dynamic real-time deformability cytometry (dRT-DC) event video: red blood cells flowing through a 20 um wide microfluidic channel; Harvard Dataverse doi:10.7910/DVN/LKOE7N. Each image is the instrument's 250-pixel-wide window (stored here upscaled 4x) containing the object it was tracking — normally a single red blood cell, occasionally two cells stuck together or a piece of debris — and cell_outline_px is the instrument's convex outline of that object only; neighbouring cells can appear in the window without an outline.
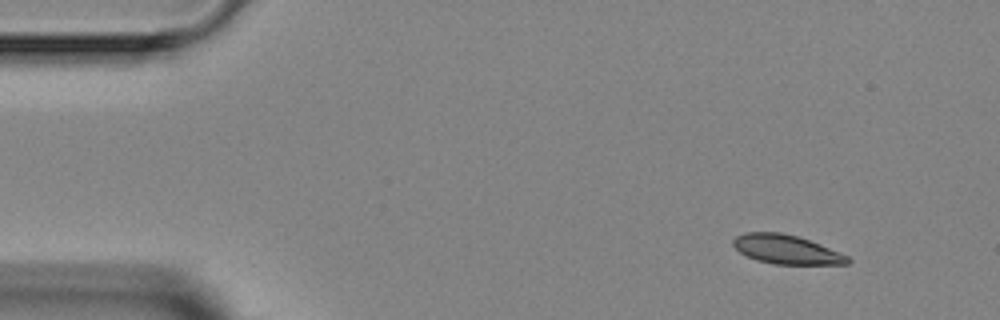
{"species": "Egyptian fruit bat (a non-hibernating species)", "species_latin": "Rousettus aegyptiacus", "temperature_condition": "room temperature", "stored_images_in_passage": 6, "camera_frame_rate_fps": 3000, "um_per_image_px": 0.085, "animal": {"sex": "female"}, "frame": {"image": 1, "passage_image": 1, "time_ms": 0.0, "image_size_px": [1000, 320], "cell_outline_px": [[852, 260], [848, 264], [772, 264], [756, 260], [740, 252], [732, 244], [732, 240], [736, 236], [744, 232], [780, 232], [796, 236], [820, 244], [840, 252], [848, 256]], "centroid_in_image_um": [66.84, 21.2], "position_along_channel_um": 18.2, "area_um2": 19.36}}
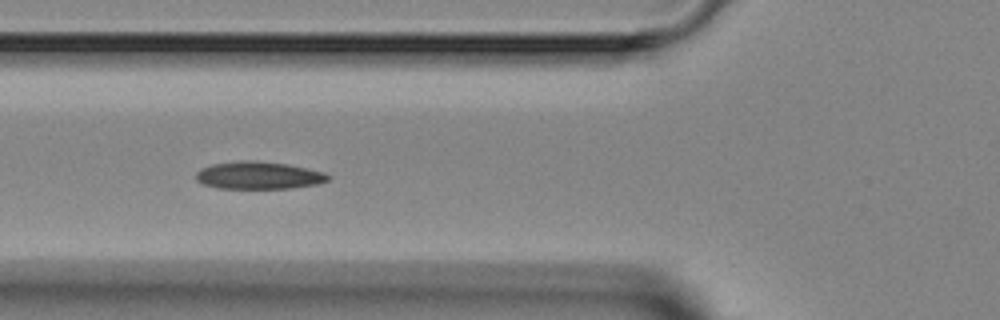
{"frame": {"image": 2, "passage_image": 5, "time_ms": 4.333, "image_size_px": [1000, 320], "cell_outline_px": [[332, 176], [328, 180], [320, 184], [292, 188], [216, 188], [204, 184], [196, 180], [196, 172], [200, 168], [212, 164], [240, 160], [256, 160], [288, 164], [324, 172]], "centroid_in_image_um": [22.0, 14.9], "position_along_channel_um": 103.8, "area_um2": 21.39}}
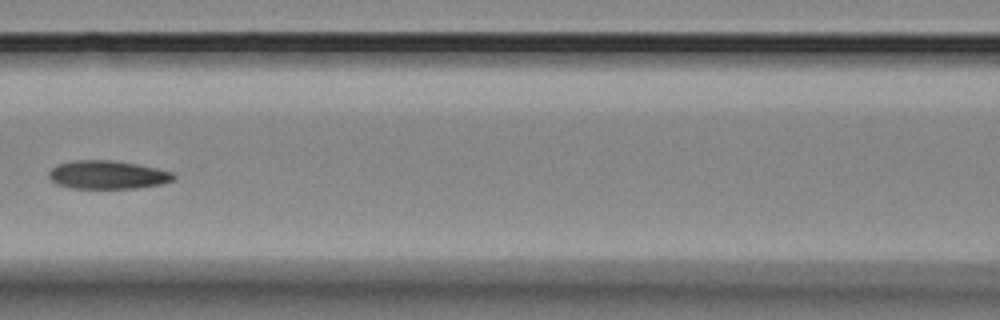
{"frame": {"image": 3, "passage_image": 6, "time_ms": 5.667, "image_size_px": [1000, 320], "cell_outline_px": [[176, 176], [172, 180], [160, 184], [136, 188], [72, 188], [56, 184], [48, 176], [48, 172], [56, 164], [72, 160], [112, 160], [136, 164], [156, 168], [172, 172]], "centroid_in_image_um": [9.1, 14.85], "position_along_channel_um": 157.5, "area_um2": 20.58}}